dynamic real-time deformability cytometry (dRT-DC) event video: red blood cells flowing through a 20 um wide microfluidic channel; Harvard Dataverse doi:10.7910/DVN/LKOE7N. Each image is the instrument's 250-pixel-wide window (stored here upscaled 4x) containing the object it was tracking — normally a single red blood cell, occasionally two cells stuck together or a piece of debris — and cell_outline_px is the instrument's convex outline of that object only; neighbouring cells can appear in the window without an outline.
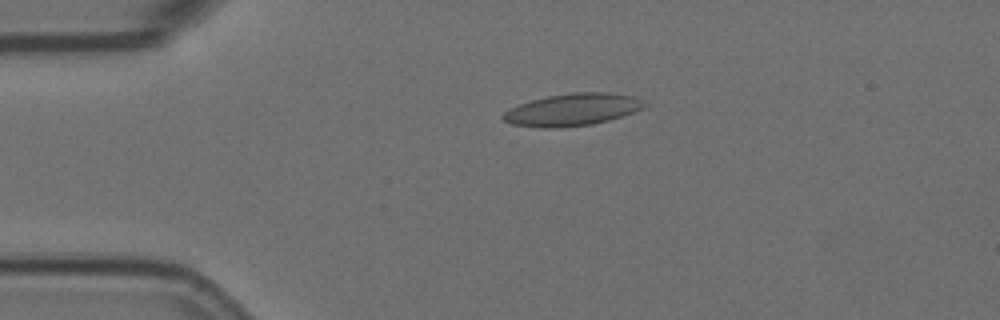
{"species": "Egyptian fruit bat (a non-hibernating species)", "species_latin": "Rousettus aegyptiacus", "temperature_condition": "room temperature", "stored_images_in_passage": 5, "camera_frame_rate_fps": 3000, "um_per_image_px": 0.085, "animal": {"sex": "female"}, "frame": {"image": 1, "passage_image": 4, "time_ms": 1.0, "image_size_px": [1000, 320], "cell_outline_px": [[648, 104], [644, 108], [608, 120], [592, 124], [560, 128], [544, 128], [512, 124], [504, 120], [500, 116], [508, 108], [532, 100], [548, 96], [572, 92], [608, 92], [636, 96], [644, 100]], "centroid_in_image_um": [48.67, 9.31], "position_along_channel_um": 36.3, "area_um2": 26.65}}